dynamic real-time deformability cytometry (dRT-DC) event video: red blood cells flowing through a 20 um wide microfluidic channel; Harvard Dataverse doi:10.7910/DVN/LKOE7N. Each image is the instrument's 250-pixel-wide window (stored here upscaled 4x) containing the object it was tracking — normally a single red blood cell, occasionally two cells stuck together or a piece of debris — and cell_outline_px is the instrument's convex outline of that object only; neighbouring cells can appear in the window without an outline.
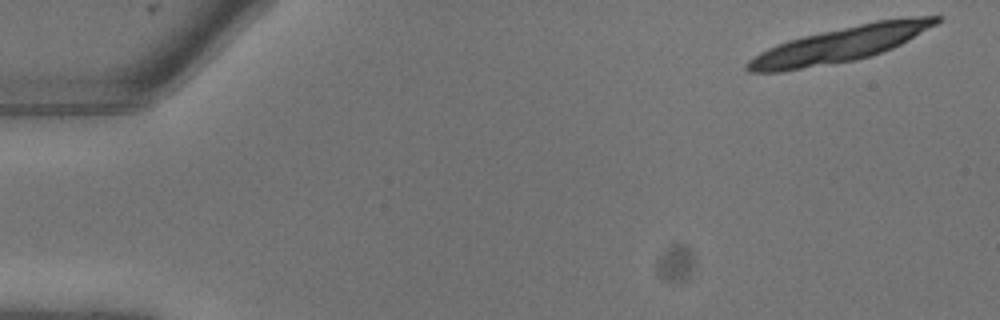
{"species": "common noctule bat (a hibernating species)", "species_latin": "Nyctalus noctula", "temperature_condition": "warm", "stored_images_in_passage": 9, "camera_frame_rate_fps": 3000, "um_per_image_px": 0.085, "animal": {"sex": "male", "body_mass_g": 13.3}, "frame": {"image": 1, "passage_image": 1, "time_ms": 0.0, "image_size_px": [1000, 320], "cell_outline_px": [[944, 16], [936, 24], [908, 40], [884, 52], [852, 60], [780, 72], [748, 72], [744, 68], [744, 64], [748, 60], [760, 52], [776, 44], [788, 40], [804, 36], [876, 20], [912, 16]], "centroid_in_image_um": [71.38, 3.78], "position_along_channel_um": 13.6, "area_um2": 38.38}}
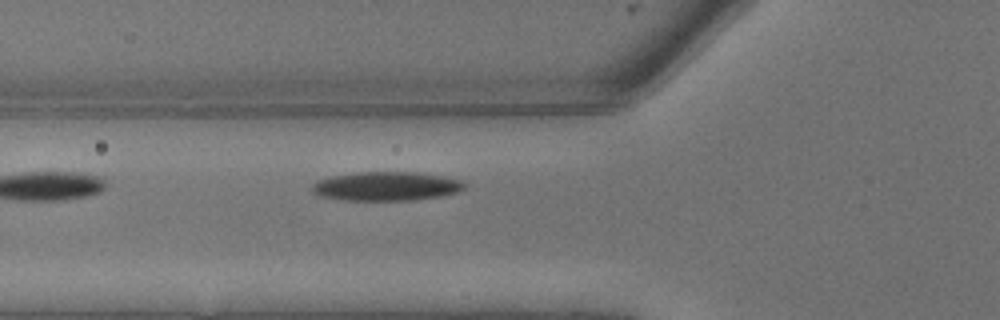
{"frame": {"image": 2, "passage_image": 9, "time_ms": 2.667, "image_size_px": [1000, 320], "cell_outline_px": [[468, 188], [460, 192], [440, 196], [412, 200], [344, 200], [320, 196], [312, 192], [312, 184], [316, 180], [332, 176], [356, 172], [416, 172], [444, 176], [460, 180], [468, 184]], "centroid_in_image_um": [32.88, 15.82], "position_along_channel_um": 92.9, "area_um2": 26.01}}